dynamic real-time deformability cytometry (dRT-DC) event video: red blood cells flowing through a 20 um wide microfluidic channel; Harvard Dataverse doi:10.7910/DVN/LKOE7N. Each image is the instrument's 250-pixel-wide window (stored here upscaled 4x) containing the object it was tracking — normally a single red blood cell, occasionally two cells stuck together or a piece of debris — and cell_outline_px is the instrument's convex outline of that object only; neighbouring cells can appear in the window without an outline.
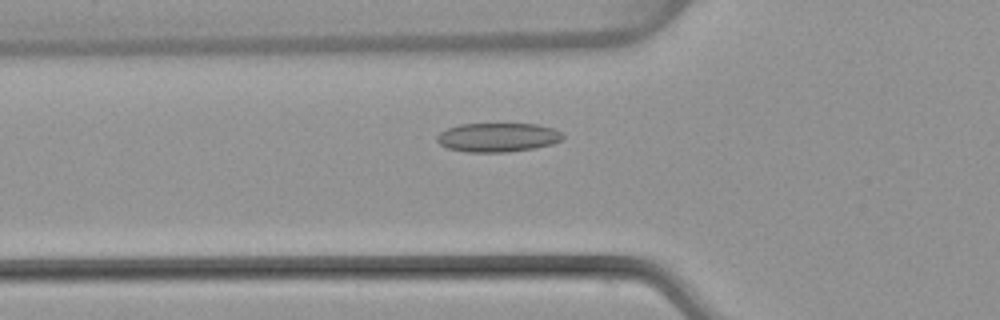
{"species": "common noctule bat (a hibernating species)", "species_latin": "Nyctalus noctula", "temperature_condition": "warm", "stored_images_in_passage": 49, "camera_frame_rate_fps": 3000, "um_per_image_px": 0.085, "animal": {"sex": "female", "body_mass_g": 22.7, "forearm_length_mm": 54.2}, "frame": {"image": 1, "passage_image": 16, "time_ms": 5.0, "image_size_px": [1000, 320], "cell_outline_px": [[564, 136], [560, 140], [552, 144], [536, 148], [508, 152], [468, 152], [448, 148], [440, 144], [436, 140], [436, 136], [440, 132], [448, 128], [460, 124], [536, 124], [552, 128], [560, 132]], "centroid_in_image_um": [42.29, 11.68], "position_along_channel_um": 83.5, "area_um2": 21.21}}
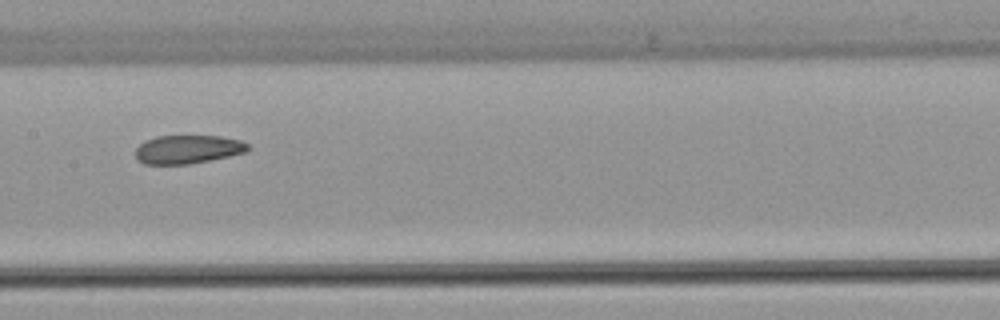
{"frame": {"image": 2, "passage_image": 24, "time_ms": 7.667, "image_size_px": [1000, 320], "cell_outline_px": [[252, 148], [248, 152], [188, 164], [144, 164], [136, 156], [136, 148], [144, 140], [156, 136], [220, 136], [240, 140], [248, 144]], "centroid_in_image_um": [15.99, 12.68], "position_along_channel_um": 191.4, "area_um2": 18.67}}
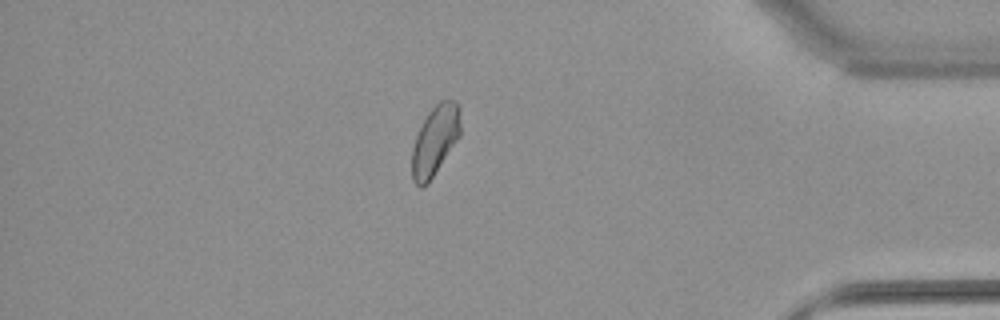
{"frame": {"image": 3, "passage_image": 42, "time_ms": 13.667, "image_size_px": [1000, 320], "cell_outline_px": [[460, 136], [428, 184], [420, 188], [412, 180], [412, 148], [416, 136], [428, 112], [440, 100], [456, 100], [460, 104]], "centroid_in_image_um": [36.99, 11.94], "position_along_channel_um": 398.2, "area_um2": 19.83}, "authors_computed_cell_mechanics": {"area_um2": 20.2878, "velocity_mm_per_s": 4.0259, "shape_relaxation_time_tau1_ms": 10.5031, "shape_relaxation_time_tau2_ms": 2.6929, "deformation_change_tau1": 0.1617, "deformation_change_tau2": 0.0735}}